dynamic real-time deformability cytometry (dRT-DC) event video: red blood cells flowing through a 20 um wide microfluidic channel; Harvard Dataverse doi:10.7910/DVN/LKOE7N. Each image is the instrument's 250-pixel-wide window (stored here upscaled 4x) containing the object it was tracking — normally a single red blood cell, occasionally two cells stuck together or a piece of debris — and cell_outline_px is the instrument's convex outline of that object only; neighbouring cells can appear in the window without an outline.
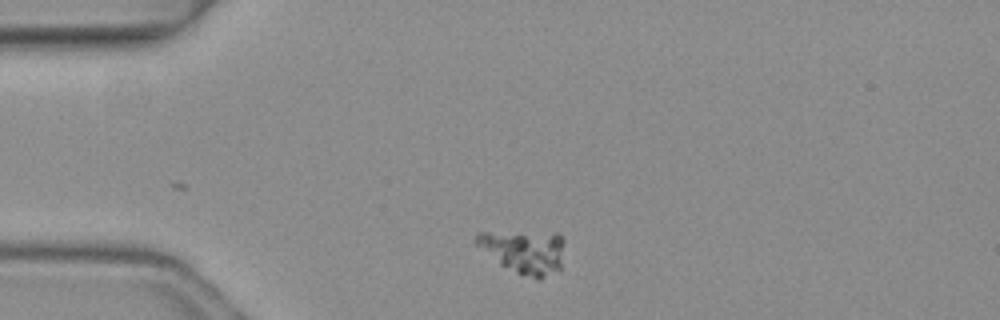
{"species": "common noctule bat (a hibernating species)", "species_latin": "Nyctalus noctula", "temperature_condition": "warm", "stored_images_in_passage": 2, "camera_frame_rate_fps": 3000, "um_per_image_px": 0.085, "animal": {"sex": "female", "body_mass_g": 19.3, "forearm_length_mm": 54.1}, "frame": {"image": 1, "passage_image": 2, "time_ms": 0.333, "image_size_px": [1000, 320], "cell_outline_px": [[564, 240], [560, 268], [540, 280], [536, 280], [516, 272], [500, 264], [476, 244], [476, 232], [556, 232]], "centroid_in_image_um": [44.57, 21.36], "position_along_channel_um": 40.4, "area_um2": 22.2}}